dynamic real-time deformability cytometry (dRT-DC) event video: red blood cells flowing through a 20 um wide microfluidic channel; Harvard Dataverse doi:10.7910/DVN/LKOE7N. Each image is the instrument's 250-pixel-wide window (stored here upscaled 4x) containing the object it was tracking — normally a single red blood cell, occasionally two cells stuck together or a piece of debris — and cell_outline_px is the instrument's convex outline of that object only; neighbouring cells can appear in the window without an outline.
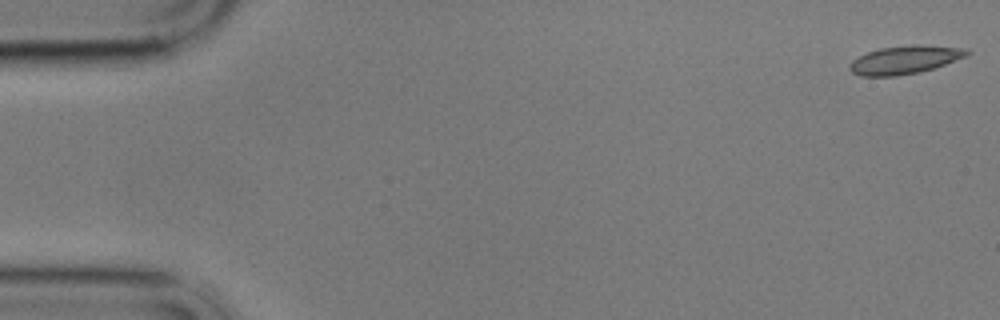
{"species": "common noctule bat (a hibernating species)", "species_latin": "Nyctalus noctula", "temperature_condition": "cold", "stored_images_in_passage": 52, "camera_frame_rate_fps": 3000, "um_per_image_px": 0.085, "animal": {"sex": "male", "body_mass_g": 17.9}, "frame": {"image": 1, "passage_image": 1, "time_ms": 0.0, "image_size_px": [1000, 320], "cell_outline_px": [[972, 52], [968, 56], [920, 72], [896, 76], [860, 76], [852, 72], [848, 68], [852, 60], [868, 52], [880, 48], [968, 48]], "centroid_in_image_um": [76.84, 5.15], "position_along_channel_um": 8.2, "area_um2": 18.03}}
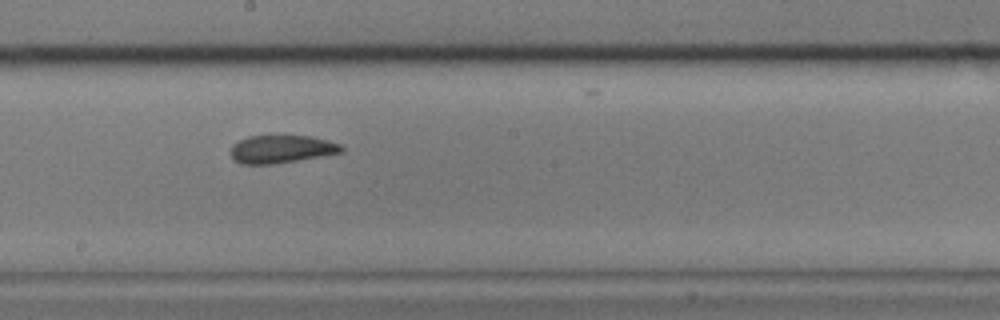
{"frame": {"image": 2, "passage_image": 31, "time_ms": 10.0, "image_size_px": [1000, 320], "cell_outline_px": [[344, 152], [276, 164], [240, 164], [232, 160], [228, 152], [232, 144], [248, 136], [312, 136], [328, 140], [340, 144], [344, 148]], "centroid_in_image_um": [23.88, 12.68], "position_along_channel_um": 224.3, "area_um2": 18.32}}
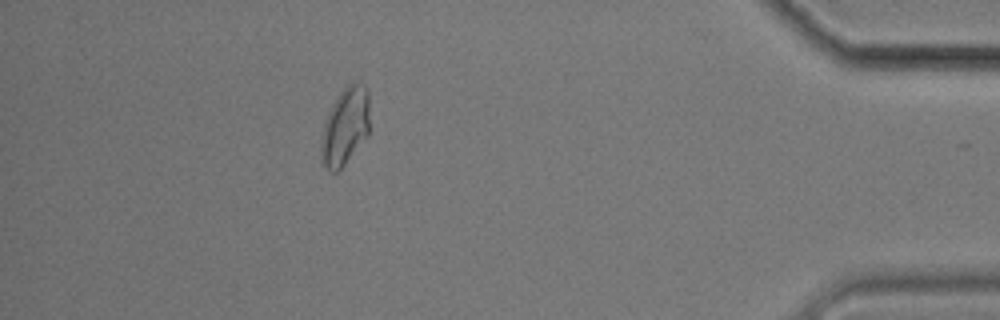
{"frame": {"image": 3, "passage_image": 51, "time_ms": 16.667, "image_size_px": [1000, 320], "cell_outline_px": [[368, 136], [344, 164], [336, 172], [328, 172], [320, 160], [320, 140], [324, 124], [328, 112], [332, 104], [340, 92], [352, 80], [360, 80], [368, 88]], "centroid_in_image_um": [29.32, 10.72], "position_along_channel_um": 405.9, "area_um2": 22.31}}